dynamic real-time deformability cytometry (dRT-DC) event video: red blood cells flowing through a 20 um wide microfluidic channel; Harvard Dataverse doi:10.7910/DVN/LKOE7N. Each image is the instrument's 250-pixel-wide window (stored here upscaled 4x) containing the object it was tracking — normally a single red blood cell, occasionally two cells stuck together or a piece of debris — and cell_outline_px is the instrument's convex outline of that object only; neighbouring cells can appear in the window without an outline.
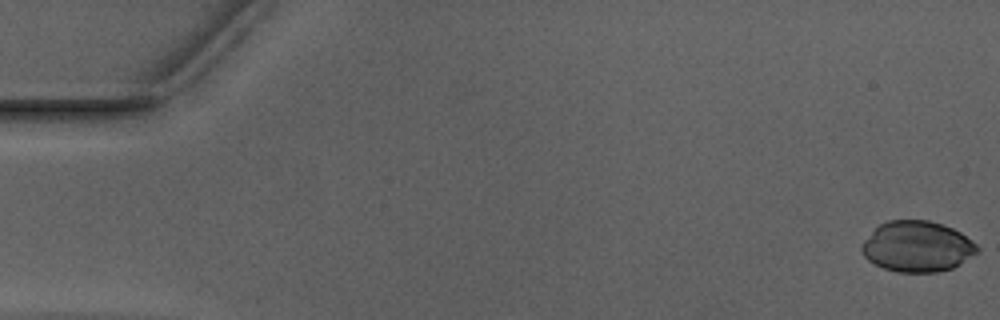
{"species": "Egyptian fruit bat (a non-hibernating species)", "species_latin": "Rousettus aegyptiacus", "temperature_condition": "warm", "stored_images_in_passage": 5, "camera_frame_rate_fps": 3000, "um_per_image_px": 0.085, "animal": {"sex": "male"}, "frame": {"image": 1, "passage_image": 1, "time_ms": 0.0, "image_size_px": [1000, 320], "cell_outline_px": [[980, 248], [976, 252], [960, 264], [952, 268], [940, 272], [896, 272], [884, 268], [868, 260], [860, 252], [860, 244], [880, 224], [888, 220], [928, 220], [944, 224], [960, 232], [972, 240]], "centroid_in_image_um": [77.95, 20.95], "position_along_channel_um": 7.1, "area_um2": 34.22}}